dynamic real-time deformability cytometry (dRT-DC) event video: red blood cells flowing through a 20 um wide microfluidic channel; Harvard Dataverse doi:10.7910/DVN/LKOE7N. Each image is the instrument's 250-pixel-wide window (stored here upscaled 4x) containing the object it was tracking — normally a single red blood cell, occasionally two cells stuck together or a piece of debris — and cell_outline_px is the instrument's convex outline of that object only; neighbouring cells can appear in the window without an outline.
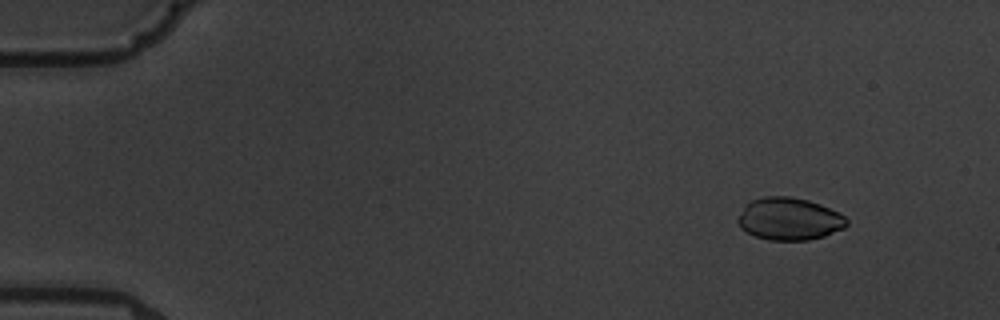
{"species": "common noctule bat (a hibernating species)", "species_latin": "Nyctalus noctula", "temperature_condition": "warm", "stored_images_in_passage": 5, "camera_frame_rate_fps": 3000, "um_per_image_px": 0.085, "animal": {"sex": "male", "body_mass_g": 19.5, "forearm_length_mm": 54.6}, "frame": {"image": 1, "passage_image": 2, "time_ms": 1.333, "image_size_px": [1000, 320], "cell_outline_px": [[848, 224], [844, 228], [824, 236], [808, 240], [772, 240], [756, 236], [740, 228], [736, 220], [744, 204], [752, 200], [764, 196], [792, 196], [808, 200], [820, 204], [844, 216], [848, 220]], "centroid_in_image_um": [67.05, 18.6], "position_along_channel_um": 17.9, "area_um2": 26.93}}